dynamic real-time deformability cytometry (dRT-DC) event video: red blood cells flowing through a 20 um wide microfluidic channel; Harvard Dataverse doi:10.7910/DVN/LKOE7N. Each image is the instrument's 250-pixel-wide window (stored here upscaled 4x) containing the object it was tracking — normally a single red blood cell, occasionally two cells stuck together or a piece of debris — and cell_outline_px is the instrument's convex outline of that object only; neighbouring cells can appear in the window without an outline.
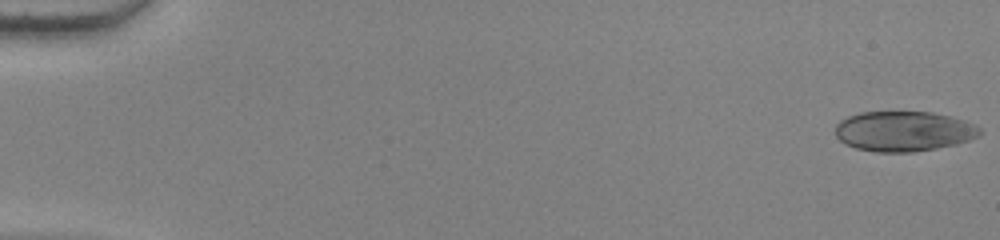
{"species": "human", "species_latin": "Homo sapiens", "temperature_condition": "warm", "stored_images_in_passage": 52, "camera_frame_rate_fps": 3000, "um_per_image_px": 0.085, "donor": {"sex": "female"}, "frame": {"image": 1, "passage_image": 1, "time_ms": 0.0, "image_size_px": [1000, 240], "cell_outline_px": [[984, 132], [980, 136], [956, 144], [936, 148], [912, 152], [876, 152], [856, 148], [844, 144], [836, 136], [836, 124], [840, 120], [848, 116], [860, 112], [932, 112], [964, 120], [976, 124]], "centroid_in_image_um": [76.83, 11.16], "position_along_channel_um": 8.2, "area_um2": 33.93}}
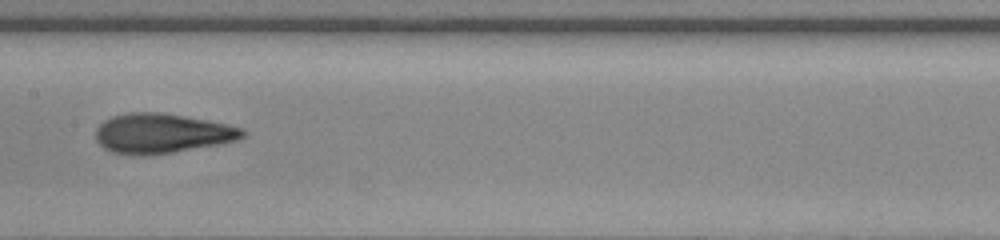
{"frame": {"image": 2, "passage_image": 29, "time_ms": 9.333, "image_size_px": [1000, 240], "cell_outline_px": [[248, 136], [236, 140], [220, 144], [172, 152], [144, 156], [132, 156], [112, 152], [104, 148], [96, 140], [96, 128], [104, 120], [112, 116], [128, 112], [164, 112], [228, 124], [244, 128], [248, 132]], "centroid_in_image_um": [13.78, 11.34], "position_along_channel_um": 193.6, "area_um2": 34.45}}
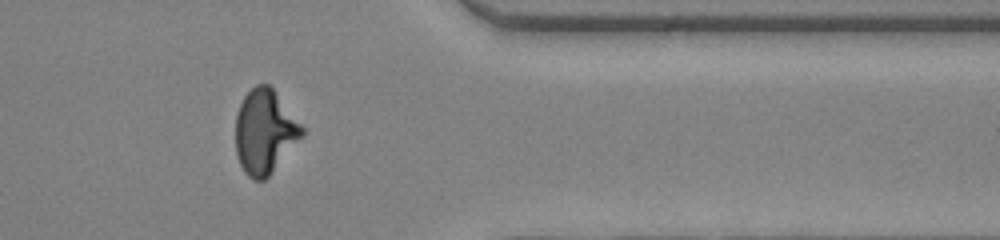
{"frame": {"image": 3, "passage_image": 45, "time_ms": 14.667, "image_size_px": [1000, 240], "cell_outline_px": [[304, 136], [268, 176], [264, 180], [252, 180], [244, 172], [236, 156], [236, 116], [240, 104], [244, 96], [256, 84], [268, 84], [272, 88], [304, 128]], "centroid_in_image_um": [22.5, 11.21], "position_along_channel_um": 388.9, "area_um2": 32.37}}